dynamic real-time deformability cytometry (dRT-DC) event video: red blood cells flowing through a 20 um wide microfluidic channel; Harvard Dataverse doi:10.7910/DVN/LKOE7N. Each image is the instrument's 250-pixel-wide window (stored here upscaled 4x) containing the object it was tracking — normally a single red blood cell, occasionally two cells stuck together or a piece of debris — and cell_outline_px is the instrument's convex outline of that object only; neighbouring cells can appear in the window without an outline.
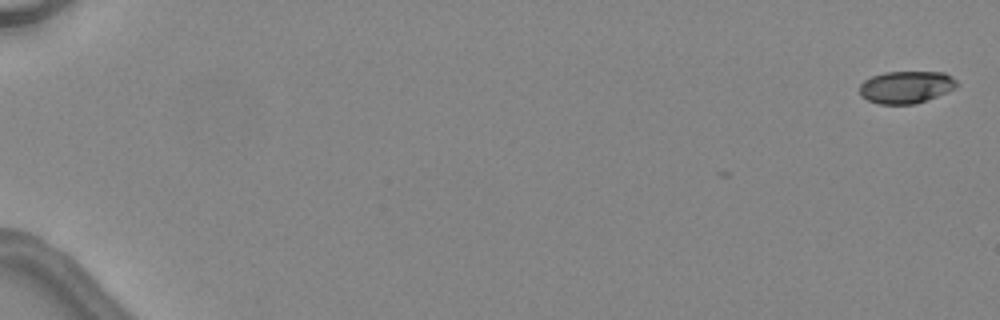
{"species": "common noctule bat (a hibernating species)", "species_latin": "Nyctalus noctula", "temperature_condition": "warm", "stored_images_in_passage": 6, "camera_frame_rate_fps": 3000, "um_per_image_px": 0.085, "animal": {"sex": "female", "body_mass_g": 24.6, "forearm_length_mm": 56.2}, "frame": {"image": 1, "passage_image": 1, "time_ms": 0.0, "image_size_px": [1000, 320], "cell_outline_px": [[960, 84], [956, 88], [916, 104], [880, 104], [868, 100], [860, 96], [860, 84], [864, 80], [872, 76], [884, 72], [944, 72], [956, 80]], "centroid_in_image_um": [77.02, 7.4], "position_along_channel_um": 8.0, "area_um2": 18.32}}
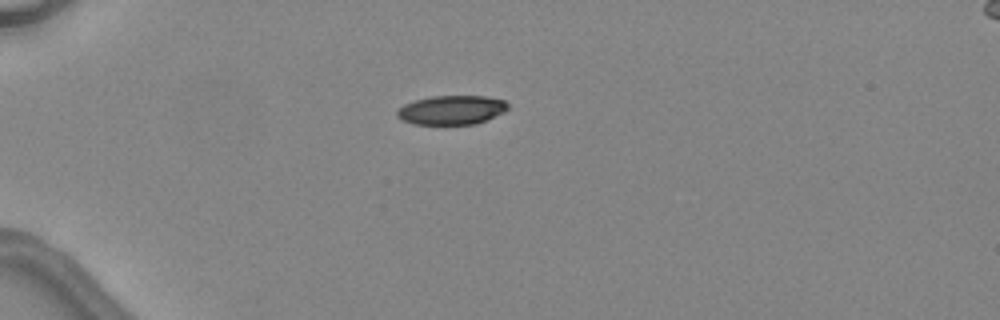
{"frame": {"image": 2, "passage_image": 5, "time_ms": 4.667, "image_size_px": [1000, 320], "cell_outline_px": [[508, 108], [504, 112], [476, 124], [412, 124], [400, 120], [396, 116], [396, 112], [404, 104], [416, 100], [432, 96], [484, 96], [504, 100], [508, 104]], "centroid_in_image_um": [38.36, 9.35], "position_along_channel_um": 46.6, "area_um2": 18.79}}